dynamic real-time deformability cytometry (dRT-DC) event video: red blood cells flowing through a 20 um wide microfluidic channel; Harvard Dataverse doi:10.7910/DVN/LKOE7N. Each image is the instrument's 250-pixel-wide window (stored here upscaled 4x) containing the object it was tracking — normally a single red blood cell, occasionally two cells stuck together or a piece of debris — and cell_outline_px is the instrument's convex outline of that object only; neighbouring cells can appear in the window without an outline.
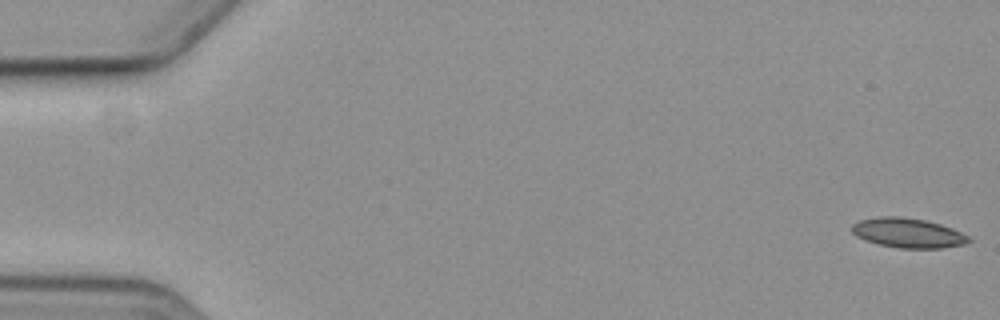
{"species": "common noctule bat (a hibernating species)", "species_latin": "Nyctalus noctula", "temperature_condition": "cold", "stored_images_in_passage": 5, "camera_frame_rate_fps": 3000, "um_per_image_px": 0.085, "animal": {"sex": "female", "body_mass_g": 19.3, "forearm_length_mm": 54.1}, "frame": {"image": 1, "passage_image": 1, "time_ms": 0.0, "image_size_px": [1000, 320], "cell_outline_px": [[972, 240], [964, 244], [940, 248], [900, 248], [880, 244], [864, 240], [856, 236], [852, 232], [852, 224], [860, 220], [880, 216], [900, 216], [924, 220], [940, 224], [952, 228], [968, 236]], "centroid_in_image_um": [77.16, 19.79], "position_along_channel_um": 7.8, "area_um2": 20.06}}
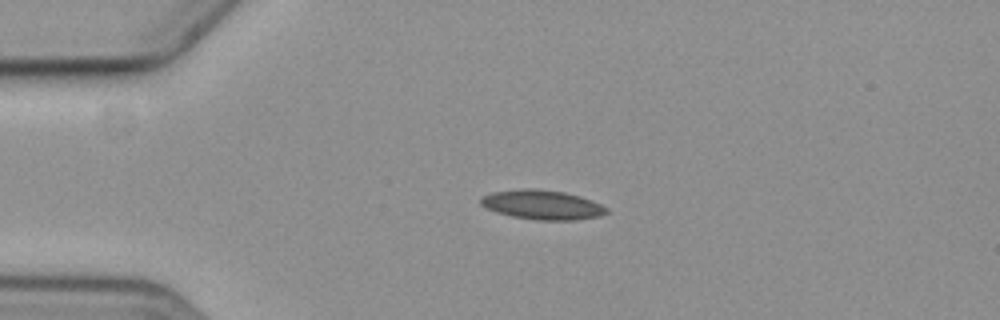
{"frame": {"image": 2, "passage_image": 4, "time_ms": 4.333, "image_size_px": [1000, 320], "cell_outline_px": [[608, 212], [600, 216], [576, 220], [536, 220], [512, 216], [496, 212], [484, 208], [480, 204], [480, 200], [484, 196], [492, 192], [524, 188], [532, 188], [564, 192], [580, 196], [600, 204], [608, 208]], "centroid_in_image_um": [46.08, 17.41], "position_along_channel_um": 38.9, "area_um2": 21.56}}